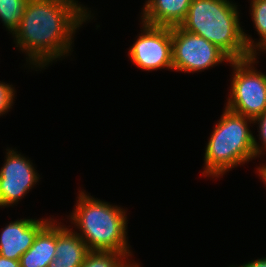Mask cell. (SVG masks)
<instances>
[{"mask_svg":"<svg viewBox=\"0 0 266 267\" xmlns=\"http://www.w3.org/2000/svg\"><path fill=\"white\" fill-rule=\"evenodd\" d=\"M91 14L87 5L76 0H28L21 23L11 35L27 56V65L39 71L71 55L73 37L94 18Z\"/></svg>","mask_w":266,"mask_h":267,"instance_id":"cell-1","label":"cell"},{"mask_svg":"<svg viewBox=\"0 0 266 267\" xmlns=\"http://www.w3.org/2000/svg\"><path fill=\"white\" fill-rule=\"evenodd\" d=\"M78 192L75 208L68 217L71 224L79 229V233L75 232L88 249L133 253L128 244L127 211L95 198L83 189Z\"/></svg>","mask_w":266,"mask_h":267,"instance_id":"cell-2","label":"cell"},{"mask_svg":"<svg viewBox=\"0 0 266 267\" xmlns=\"http://www.w3.org/2000/svg\"><path fill=\"white\" fill-rule=\"evenodd\" d=\"M238 5L231 0H192L180 27L204 37L231 60L252 55L246 48Z\"/></svg>","mask_w":266,"mask_h":267,"instance_id":"cell-3","label":"cell"},{"mask_svg":"<svg viewBox=\"0 0 266 267\" xmlns=\"http://www.w3.org/2000/svg\"><path fill=\"white\" fill-rule=\"evenodd\" d=\"M251 124L252 118L224 108L206 144L203 177L217 179L233 168L257 158Z\"/></svg>","mask_w":266,"mask_h":267,"instance_id":"cell-4","label":"cell"},{"mask_svg":"<svg viewBox=\"0 0 266 267\" xmlns=\"http://www.w3.org/2000/svg\"><path fill=\"white\" fill-rule=\"evenodd\" d=\"M258 56L231 60L232 81L225 107L250 118L266 111V74L255 69Z\"/></svg>","mask_w":266,"mask_h":267,"instance_id":"cell-5","label":"cell"},{"mask_svg":"<svg viewBox=\"0 0 266 267\" xmlns=\"http://www.w3.org/2000/svg\"><path fill=\"white\" fill-rule=\"evenodd\" d=\"M231 59L204 37L190 33L180 26L172 27L173 71L197 73Z\"/></svg>","mask_w":266,"mask_h":267,"instance_id":"cell-6","label":"cell"},{"mask_svg":"<svg viewBox=\"0 0 266 267\" xmlns=\"http://www.w3.org/2000/svg\"><path fill=\"white\" fill-rule=\"evenodd\" d=\"M141 23V33L129 48L131 62L144 71L173 70L172 27Z\"/></svg>","mask_w":266,"mask_h":267,"instance_id":"cell-7","label":"cell"},{"mask_svg":"<svg viewBox=\"0 0 266 267\" xmlns=\"http://www.w3.org/2000/svg\"><path fill=\"white\" fill-rule=\"evenodd\" d=\"M6 157L0 169V207L16 206L41 178L29 158L17 149H6Z\"/></svg>","mask_w":266,"mask_h":267,"instance_id":"cell-8","label":"cell"},{"mask_svg":"<svg viewBox=\"0 0 266 267\" xmlns=\"http://www.w3.org/2000/svg\"><path fill=\"white\" fill-rule=\"evenodd\" d=\"M20 218L9 222L0 232V255L20 260L21 256L32 246L37 234L52 220Z\"/></svg>","mask_w":266,"mask_h":267,"instance_id":"cell-9","label":"cell"},{"mask_svg":"<svg viewBox=\"0 0 266 267\" xmlns=\"http://www.w3.org/2000/svg\"><path fill=\"white\" fill-rule=\"evenodd\" d=\"M67 227L56 223V253L48 267H80L90 251L75 230Z\"/></svg>","mask_w":266,"mask_h":267,"instance_id":"cell-10","label":"cell"},{"mask_svg":"<svg viewBox=\"0 0 266 267\" xmlns=\"http://www.w3.org/2000/svg\"><path fill=\"white\" fill-rule=\"evenodd\" d=\"M192 0H147L140 20L153 26L175 27L184 21Z\"/></svg>","mask_w":266,"mask_h":267,"instance_id":"cell-11","label":"cell"},{"mask_svg":"<svg viewBox=\"0 0 266 267\" xmlns=\"http://www.w3.org/2000/svg\"><path fill=\"white\" fill-rule=\"evenodd\" d=\"M56 220L53 218L36 236L32 246L21 256V267H48L56 253Z\"/></svg>","mask_w":266,"mask_h":267,"instance_id":"cell-12","label":"cell"},{"mask_svg":"<svg viewBox=\"0 0 266 267\" xmlns=\"http://www.w3.org/2000/svg\"><path fill=\"white\" fill-rule=\"evenodd\" d=\"M250 6L253 25L260 38L256 42L252 35L243 32L244 41L249 53L259 56L261 52L266 53V0H250Z\"/></svg>","mask_w":266,"mask_h":267,"instance_id":"cell-13","label":"cell"},{"mask_svg":"<svg viewBox=\"0 0 266 267\" xmlns=\"http://www.w3.org/2000/svg\"><path fill=\"white\" fill-rule=\"evenodd\" d=\"M132 255L116 251H89L80 267H135L139 263L130 260Z\"/></svg>","mask_w":266,"mask_h":267,"instance_id":"cell-14","label":"cell"},{"mask_svg":"<svg viewBox=\"0 0 266 267\" xmlns=\"http://www.w3.org/2000/svg\"><path fill=\"white\" fill-rule=\"evenodd\" d=\"M28 0H0V20L10 34L19 27Z\"/></svg>","mask_w":266,"mask_h":267,"instance_id":"cell-15","label":"cell"},{"mask_svg":"<svg viewBox=\"0 0 266 267\" xmlns=\"http://www.w3.org/2000/svg\"><path fill=\"white\" fill-rule=\"evenodd\" d=\"M258 125L257 132L259 133L257 136H259L260 143H258L256 140V136H253V146L255 155L257 158L264 155V152L266 151V111L263 114H260L253 118V124ZM265 150V151H264Z\"/></svg>","mask_w":266,"mask_h":267,"instance_id":"cell-16","label":"cell"},{"mask_svg":"<svg viewBox=\"0 0 266 267\" xmlns=\"http://www.w3.org/2000/svg\"><path fill=\"white\" fill-rule=\"evenodd\" d=\"M15 87L10 83L0 81V116L7 114L14 104Z\"/></svg>","mask_w":266,"mask_h":267,"instance_id":"cell-17","label":"cell"},{"mask_svg":"<svg viewBox=\"0 0 266 267\" xmlns=\"http://www.w3.org/2000/svg\"><path fill=\"white\" fill-rule=\"evenodd\" d=\"M229 267H266V257L258 258L256 260L248 261L247 263L242 264L241 266H229Z\"/></svg>","mask_w":266,"mask_h":267,"instance_id":"cell-18","label":"cell"},{"mask_svg":"<svg viewBox=\"0 0 266 267\" xmlns=\"http://www.w3.org/2000/svg\"><path fill=\"white\" fill-rule=\"evenodd\" d=\"M0 267H21L20 260H12L0 255Z\"/></svg>","mask_w":266,"mask_h":267,"instance_id":"cell-19","label":"cell"},{"mask_svg":"<svg viewBox=\"0 0 266 267\" xmlns=\"http://www.w3.org/2000/svg\"><path fill=\"white\" fill-rule=\"evenodd\" d=\"M256 168L258 175L260 176V179L263 181V183L266 185V164H262L257 166Z\"/></svg>","mask_w":266,"mask_h":267,"instance_id":"cell-20","label":"cell"}]
</instances>
